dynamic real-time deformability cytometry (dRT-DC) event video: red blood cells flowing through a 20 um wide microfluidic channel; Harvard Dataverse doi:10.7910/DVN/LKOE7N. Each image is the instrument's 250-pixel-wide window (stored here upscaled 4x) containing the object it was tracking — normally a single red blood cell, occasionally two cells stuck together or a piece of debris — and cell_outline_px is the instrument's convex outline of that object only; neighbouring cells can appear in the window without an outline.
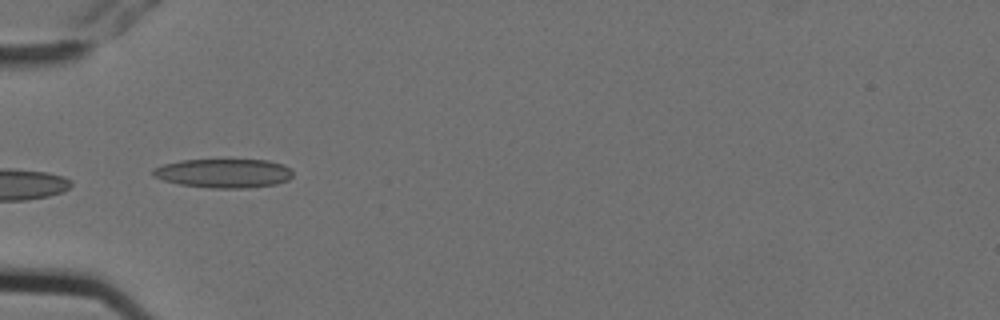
{"species": "Egyptian fruit bat (a non-hibernating species)", "species_latin": "Rousettus aegyptiacus", "temperature_condition": "cold", "stored_images_in_passage": 8, "camera_frame_rate_fps": 3000, "um_per_image_px": 0.085, "animal": {"sex": "female"}, "frame": {"image": 1, "passage_image": 5, "time_ms": 1.333, "image_size_px": [1000, 320], "cell_outline_px": [[292, 176], [288, 180], [276, 184], [248, 188], [212, 188], [180, 184], [164, 180], [152, 176], [152, 168], [164, 164], [180, 160], [268, 160], [284, 164], [292, 172]], "centroid_in_image_um": [19.01, 14.72], "position_along_channel_um": 66.0, "area_um2": 23.64}}
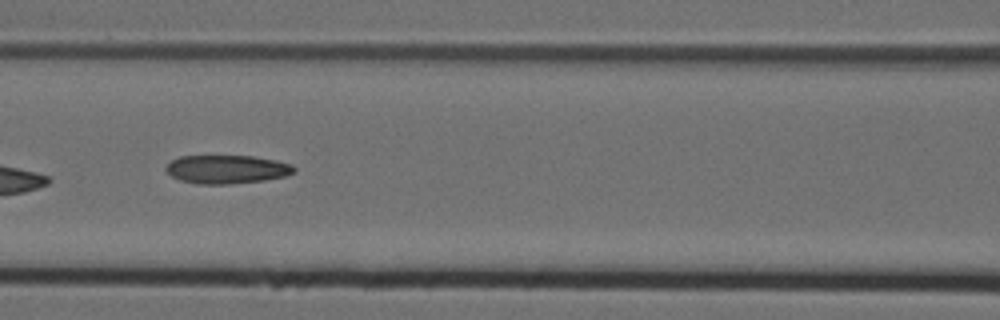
{"frame": {"image": 2, "passage_image": 7, "time_ms": 2.0, "image_size_px": [1000, 320], "cell_outline_px": [[296, 172], [284, 176], [264, 180], [232, 184], [196, 184], [180, 180], [172, 176], [164, 168], [172, 160], [180, 156], [252, 156], [276, 160], [292, 164], [296, 168]], "centroid_in_image_um": [19.29, 14.39], "position_along_channel_um": 147.3, "area_um2": 21.33}}